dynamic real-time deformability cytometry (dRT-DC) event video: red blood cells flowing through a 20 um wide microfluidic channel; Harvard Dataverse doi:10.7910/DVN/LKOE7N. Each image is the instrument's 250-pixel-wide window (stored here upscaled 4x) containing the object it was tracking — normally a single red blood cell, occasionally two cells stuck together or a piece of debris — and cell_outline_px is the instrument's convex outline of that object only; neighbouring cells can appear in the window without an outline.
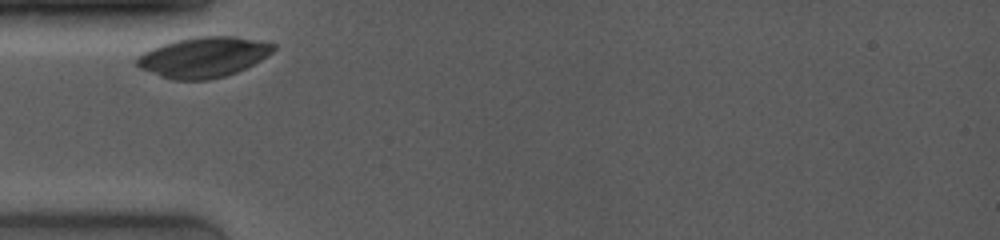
{"species": "common noctule bat (a hibernating species)", "species_latin": "Nyctalus noctula", "temperature_condition": "room temperature", "stored_images_in_passage": 9, "camera_frame_rate_fps": 4000, "um_per_image_px": 0.085, "animal": {"sex": "female", "body_mass_g": 19.0, "forearm_length_mm": 53.3}, "frame": {"image": 1, "passage_image": 1, "time_ms": 0.0, "image_size_px": [1000, 240], "cell_outline_px": [[276, 48], [272, 52], [260, 60], [236, 72], [224, 76], [208, 80], [172, 80], [160, 76], [140, 68], [136, 64], [136, 56], [152, 48], [176, 40], [196, 36], [236, 36], [276, 44]], "centroid_in_image_um": [17.28, 4.85], "position_along_channel_um": 67.7, "area_um2": 31.96}}